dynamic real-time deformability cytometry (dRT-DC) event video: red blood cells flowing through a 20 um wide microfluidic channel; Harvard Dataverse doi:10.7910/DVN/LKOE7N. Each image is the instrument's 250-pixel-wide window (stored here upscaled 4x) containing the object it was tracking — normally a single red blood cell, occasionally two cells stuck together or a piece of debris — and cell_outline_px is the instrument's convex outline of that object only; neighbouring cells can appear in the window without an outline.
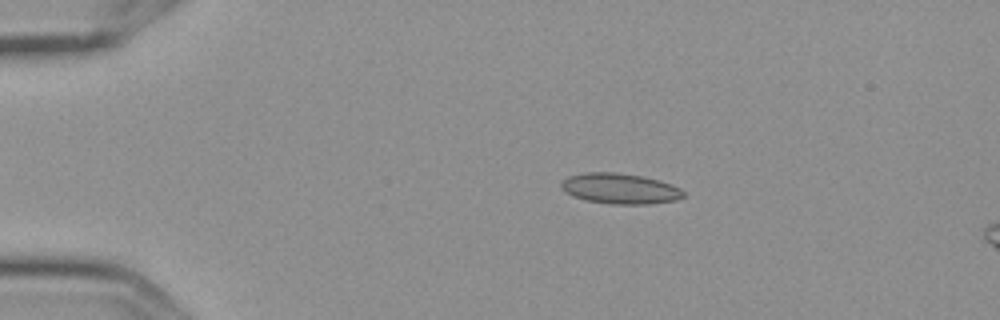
{"species": "Egyptian fruit bat (a non-hibernating species)", "species_latin": "Rousettus aegyptiacus", "temperature_condition": "cold", "stored_images_in_passage": 5, "camera_frame_rate_fps": 3000, "um_per_image_px": 0.085, "frame": {"image": 1, "passage_image": 3, "time_ms": 0.667, "image_size_px": [1000, 320], "cell_outline_px": [[684, 196], [676, 200], [648, 204], [612, 204], [584, 200], [572, 196], [560, 188], [560, 184], [568, 176], [584, 172], [616, 172], [644, 176], [672, 184], [680, 188], [684, 192]], "centroid_in_image_um": [52.68, 16.02], "position_along_channel_um": 32.3, "area_um2": 21.91}}